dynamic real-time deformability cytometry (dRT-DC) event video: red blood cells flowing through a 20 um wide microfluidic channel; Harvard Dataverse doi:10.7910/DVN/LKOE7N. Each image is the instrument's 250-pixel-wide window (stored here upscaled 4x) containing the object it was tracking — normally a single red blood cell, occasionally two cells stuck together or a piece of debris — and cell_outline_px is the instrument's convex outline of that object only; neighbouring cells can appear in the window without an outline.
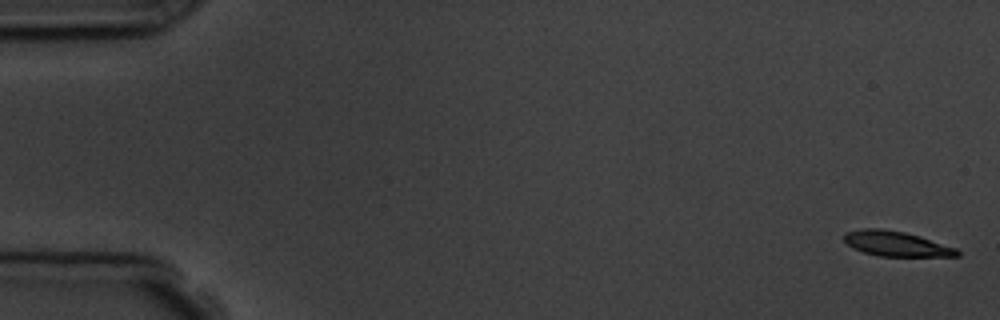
{"species": "common noctule bat (a hibernating species)", "species_latin": "Nyctalus noctula", "temperature_condition": "room temperature", "stored_images_in_passage": 7, "camera_frame_rate_fps": 3000, "um_per_image_px": 0.085, "animal": {"sex": "male", "body_mass_g": 19.5, "forearm_length_mm": 54.6}, "frame": {"image": 1, "passage_image": 1, "time_ms": 0.0, "image_size_px": [1000, 320], "cell_outline_px": [[960, 256], [880, 256], [864, 252], [848, 244], [844, 240], [844, 232], [864, 228], [880, 228], [904, 232], [920, 236], [956, 248], [960, 252]], "centroid_in_image_um": [76.19, 20.71], "position_along_channel_um": 8.8, "area_um2": 16.3}}
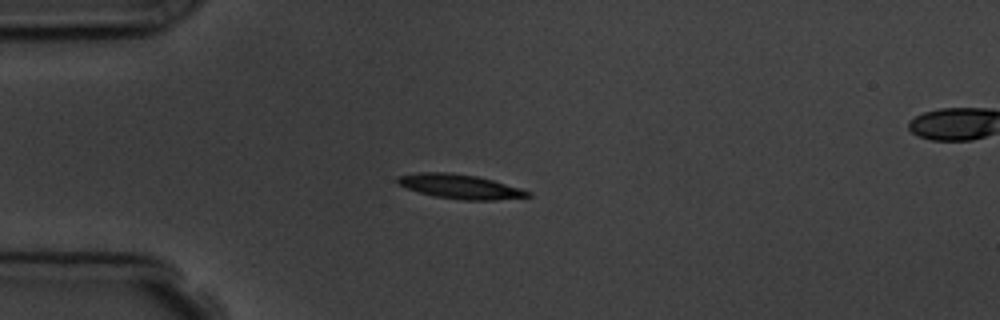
{"frame": {"image": 2, "passage_image": 4, "time_ms": 4.333, "image_size_px": [1000, 320], "cell_outline_px": [[532, 196], [496, 200], [464, 200], [436, 196], [420, 192], [408, 188], [400, 184], [396, 180], [396, 176], [420, 172], [448, 172], [476, 176], [492, 180], [520, 188], [532, 192]], "centroid_in_image_um": [39.13, 15.85], "position_along_channel_um": 45.9, "area_um2": 18.26}}